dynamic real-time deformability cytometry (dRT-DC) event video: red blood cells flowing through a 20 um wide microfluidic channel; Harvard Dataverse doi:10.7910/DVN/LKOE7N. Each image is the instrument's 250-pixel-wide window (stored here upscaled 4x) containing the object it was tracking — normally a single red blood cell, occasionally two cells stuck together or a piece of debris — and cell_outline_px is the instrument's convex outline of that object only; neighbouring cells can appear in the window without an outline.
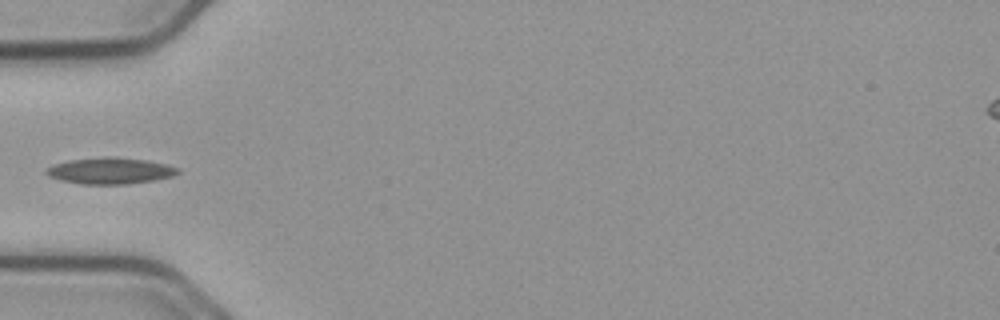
{"species": "common noctule bat (a hibernating species)", "species_latin": "Nyctalus noctula", "temperature_condition": "cold", "stored_images_in_passage": 34, "camera_frame_rate_fps": 3000, "um_per_image_px": 0.085, "animal": {"sex": "male", "body_mass_g": 23.1, "forearm_length_mm": 52.7}, "frame": {"image": 1, "passage_image": 1, "time_ms": 0.0, "image_size_px": [1000, 320], "cell_outline_px": [[180, 172], [172, 176], [152, 180], [124, 184], [80, 184], [48, 176], [44, 172], [52, 164], [68, 160], [112, 156], [144, 160], [164, 164], [180, 168]], "centroid_in_image_um": [9.34, 14.51], "position_along_channel_um": 75.7, "area_um2": 19.94}}
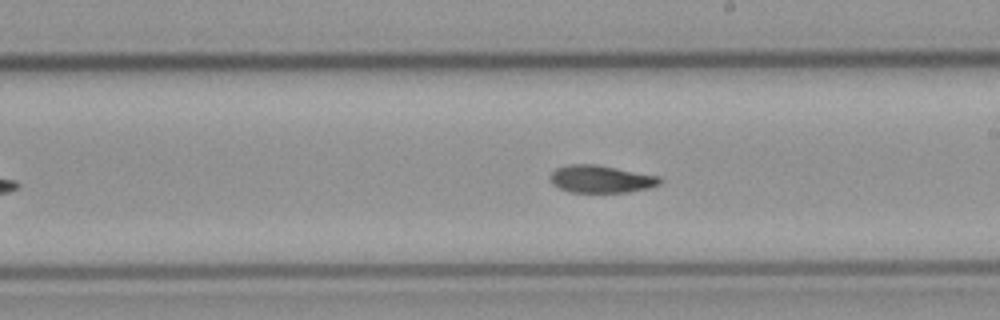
{"frame": {"image": 2, "passage_image": 14, "time_ms": 4.333, "image_size_px": [1000, 320], "cell_outline_px": [[664, 180], [660, 184], [648, 188], [628, 192], [568, 192], [552, 184], [548, 176], [556, 168], [568, 164], [596, 164], [660, 176]], "centroid_in_image_um": [51.08, 15.21], "position_along_channel_um": 237.9, "area_um2": 17.74}}
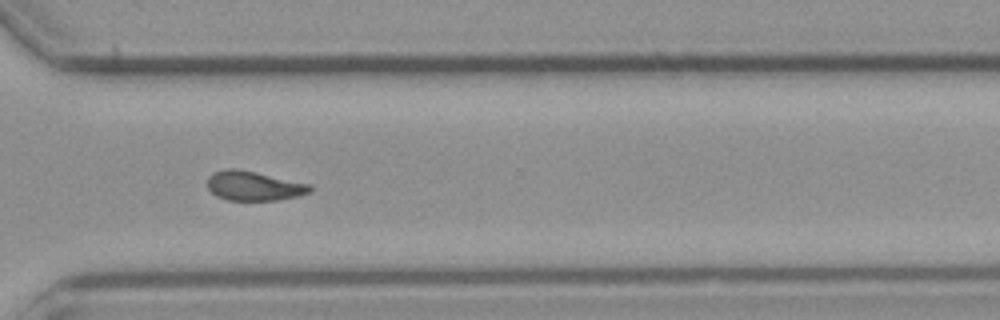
{"frame": {"image": 3, "passage_image": 23, "time_ms": 7.333, "image_size_px": [1000, 320], "cell_outline_px": [[312, 188], [308, 192], [300, 196], [280, 200], [228, 200], [216, 196], [208, 188], [208, 176], [212, 172], [224, 168], [236, 168], [256, 172], [312, 184]], "centroid_in_image_um": [21.57, 15.79], "position_along_channel_um": 349.0, "area_um2": 17.8}}